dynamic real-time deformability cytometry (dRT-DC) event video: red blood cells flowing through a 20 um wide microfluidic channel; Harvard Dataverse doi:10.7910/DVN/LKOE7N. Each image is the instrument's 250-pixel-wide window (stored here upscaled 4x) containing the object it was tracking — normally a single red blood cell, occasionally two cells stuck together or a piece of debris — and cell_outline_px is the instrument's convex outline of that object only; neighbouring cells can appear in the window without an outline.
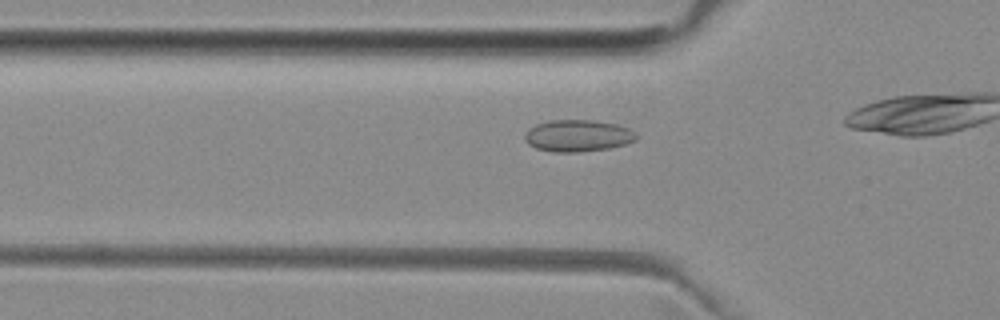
{"species": "common noctule bat (a hibernating species)", "species_latin": "Nyctalus noctula", "temperature_condition": "room temperature", "stored_images_in_passage": 8, "camera_frame_rate_fps": 3000, "um_per_image_px": 0.085, "animal": {"sex": "female", "body_mass_g": 29.2, "forearm_length_mm": 56.3}, "frame": {"image": 1, "passage_image": 3, "time_ms": 0.667, "image_size_px": [1000, 320], "cell_outline_px": [[640, 136], [636, 140], [624, 144], [608, 148], [580, 152], [552, 152], [536, 148], [528, 144], [524, 140], [524, 132], [528, 128], [536, 124], [548, 120], [596, 120], [616, 124], [628, 128], [636, 132]], "centroid_in_image_um": [49.1, 11.53], "position_along_channel_um": 76.7, "area_um2": 20.98}}
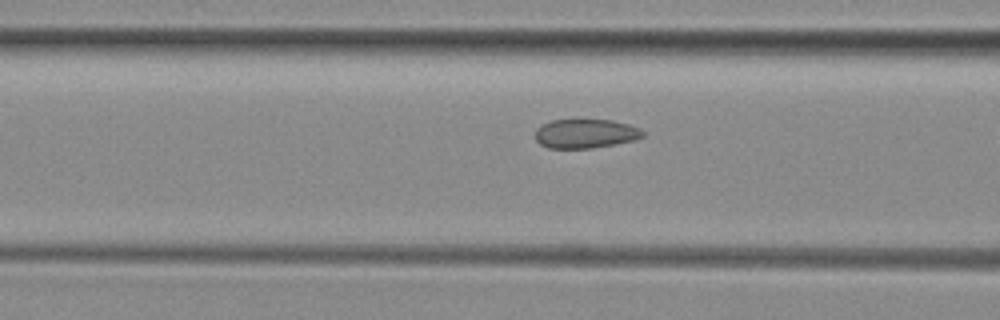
{"frame": {"image": 2, "passage_image": 6, "time_ms": 1.667, "image_size_px": [1000, 320], "cell_outline_px": [[644, 136], [636, 140], [616, 144], [592, 148], [548, 148], [540, 144], [536, 140], [536, 128], [540, 124], [552, 120], [576, 116], [612, 120], [628, 124], [640, 128], [644, 132]], "centroid_in_image_um": [49.75, 11.3], "position_along_channel_um": 116.8, "area_um2": 19.25}}